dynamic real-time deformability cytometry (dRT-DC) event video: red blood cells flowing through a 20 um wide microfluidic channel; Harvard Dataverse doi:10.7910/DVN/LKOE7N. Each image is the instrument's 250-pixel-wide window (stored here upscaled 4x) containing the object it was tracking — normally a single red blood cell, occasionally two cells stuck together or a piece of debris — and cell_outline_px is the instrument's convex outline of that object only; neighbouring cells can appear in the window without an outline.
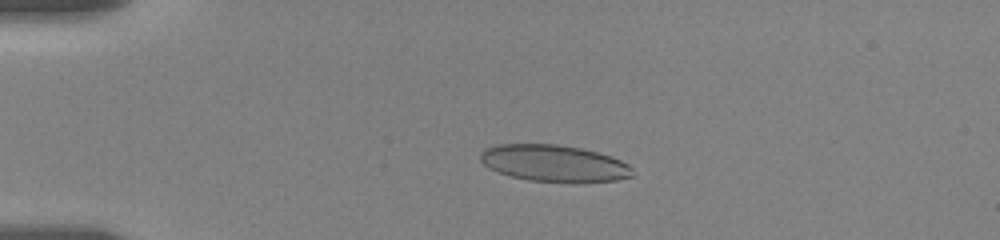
{"species": "human", "species_latin": "Homo sapiens", "temperature_condition": "room temperature", "stored_images_in_passage": 31, "camera_frame_rate_fps": 3000, "um_per_image_px": 0.085, "donor": {"sex": "female"}, "frame": {"image": 1, "passage_image": 8, "time_ms": 4.333, "image_size_px": [1000, 240], "cell_outline_px": [[632, 176], [616, 180], [528, 180], [512, 176], [500, 172], [484, 164], [480, 160], [480, 152], [484, 148], [496, 144], [556, 144], [580, 148], [596, 152], [620, 160], [628, 164], [632, 168]], "centroid_in_image_um": [47.03, 13.83], "position_along_channel_um": 38.0, "area_um2": 31.5}}
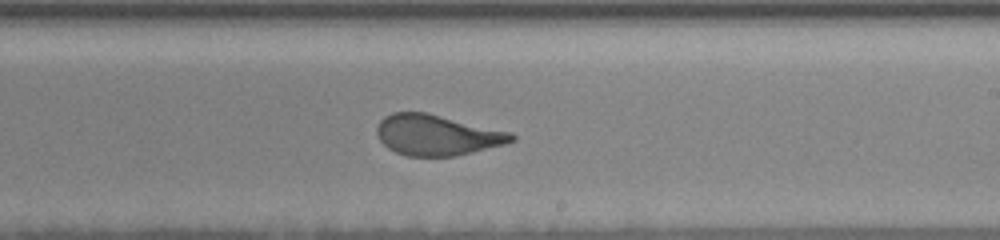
{"frame": {"image": 2, "passage_image": 20, "time_ms": 11.667, "image_size_px": [1000, 240], "cell_outline_px": [[516, 140], [504, 144], [456, 156], [408, 156], [396, 152], [388, 148], [380, 140], [376, 132], [376, 128], [380, 120], [384, 116], [392, 112], [424, 112], [512, 132], [516, 136]], "centroid_in_image_um": [37.13, 11.48], "position_along_channel_um": 251.9, "area_um2": 31.79}}
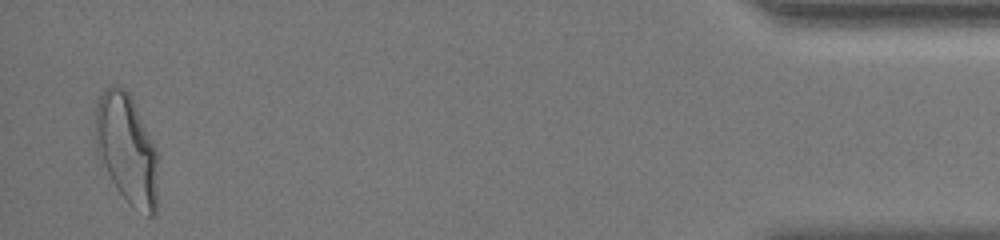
{"frame": {"image": 3, "passage_image": 31, "time_ms": 18.667, "image_size_px": [1000, 240], "cell_outline_px": [[156, 212], [152, 216], [148, 216], [132, 204], [116, 188], [108, 172], [96, 140], [96, 104], [100, 96], [112, 84], [116, 84], [124, 88], [128, 92], [156, 144]], "centroid_in_image_um": [10.81, 12.6], "position_along_channel_um": 424.4, "area_um2": 38.73}, "authors_computed_cell_mechanics": {"area_um2": 33.1772, "velocity_mm_per_s": 3.4983, "shape_relaxation_time_tau1_ms": 5.5414, "shape_relaxation_time_tau2_ms": null, "deformation_change_tau1": 0.1774, "deformation_change_tau2": null}}